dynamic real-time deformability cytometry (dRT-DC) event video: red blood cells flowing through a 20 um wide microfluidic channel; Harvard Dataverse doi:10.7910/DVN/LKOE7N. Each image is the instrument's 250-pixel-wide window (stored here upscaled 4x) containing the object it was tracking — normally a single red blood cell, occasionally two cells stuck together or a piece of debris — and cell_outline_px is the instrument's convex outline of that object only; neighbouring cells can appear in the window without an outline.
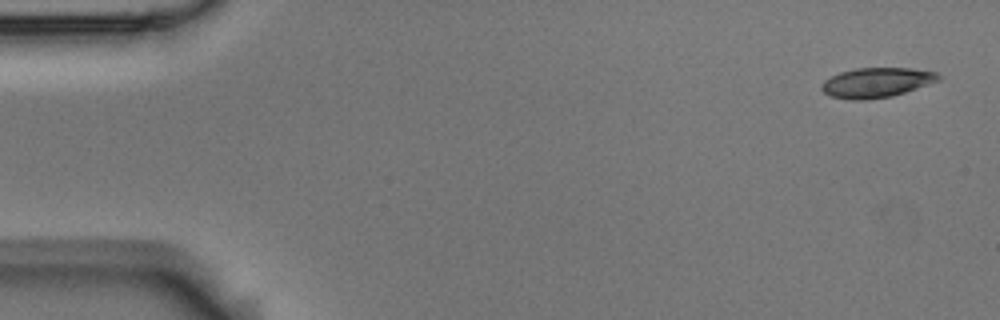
{"species": "Egyptian fruit bat (a non-hibernating species)", "species_latin": "Rousettus aegyptiacus", "temperature_condition": "room temperature", "stored_images_in_passage": 4, "camera_frame_rate_fps": 3000, "um_per_image_px": 0.085, "animal": {"sex": "male"}, "frame": {"image": 1, "passage_image": 1, "time_ms": 0.0, "image_size_px": [1000, 320], "cell_outline_px": [[940, 80], [892, 96], [864, 100], [852, 100], [832, 96], [824, 92], [820, 88], [820, 84], [824, 80], [840, 72], [856, 68], [912, 68], [936, 72], [940, 76]], "centroid_in_image_um": [74.48, 7.01], "position_along_channel_um": 10.5, "area_um2": 20.17}}
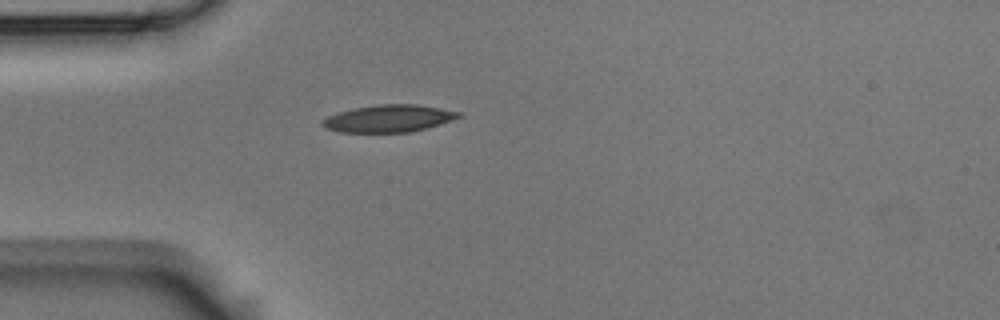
{"frame": {"image": 2, "passage_image": 4, "time_ms": 1.0, "image_size_px": [1000, 320], "cell_outline_px": [[464, 116], [428, 128], [412, 132], [340, 132], [324, 128], [320, 124], [328, 116], [340, 112], [356, 108], [380, 104], [416, 104], [440, 108], [460, 112]], "centroid_in_image_um": [33.08, 10.08], "position_along_channel_um": 51.9, "area_um2": 21.56}}